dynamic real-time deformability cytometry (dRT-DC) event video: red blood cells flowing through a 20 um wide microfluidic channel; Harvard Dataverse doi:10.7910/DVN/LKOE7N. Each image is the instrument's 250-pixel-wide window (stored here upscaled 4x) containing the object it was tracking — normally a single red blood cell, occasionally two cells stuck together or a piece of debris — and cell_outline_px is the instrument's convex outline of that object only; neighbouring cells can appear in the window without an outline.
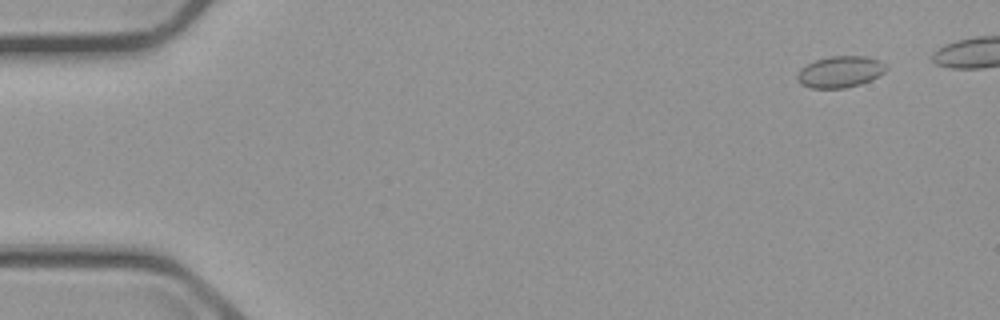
{"species": "common noctule bat (a hibernating species)", "species_latin": "Nyctalus noctula", "temperature_condition": "cold", "stored_images_in_passage": 6, "camera_frame_rate_fps": 3000, "um_per_image_px": 0.085, "animal": {"sex": "male", "body_mass_g": 23.1, "forearm_length_mm": 52.7}, "frame": {"image": 1, "passage_image": 2, "time_ms": 1.0, "image_size_px": [1000, 320], "cell_outline_px": [[888, 68], [880, 76], [872, 80], [860, 84], [844, 88], [812, 88], [800, 84], [796, 76], [800, 68], [816, 60], [832, 56], [864, 56], [880, 60]], "centroid_in_image_um": [71.43, 6.11], "position_along_channel_um": 13.6, "area_um2": 16.3}}